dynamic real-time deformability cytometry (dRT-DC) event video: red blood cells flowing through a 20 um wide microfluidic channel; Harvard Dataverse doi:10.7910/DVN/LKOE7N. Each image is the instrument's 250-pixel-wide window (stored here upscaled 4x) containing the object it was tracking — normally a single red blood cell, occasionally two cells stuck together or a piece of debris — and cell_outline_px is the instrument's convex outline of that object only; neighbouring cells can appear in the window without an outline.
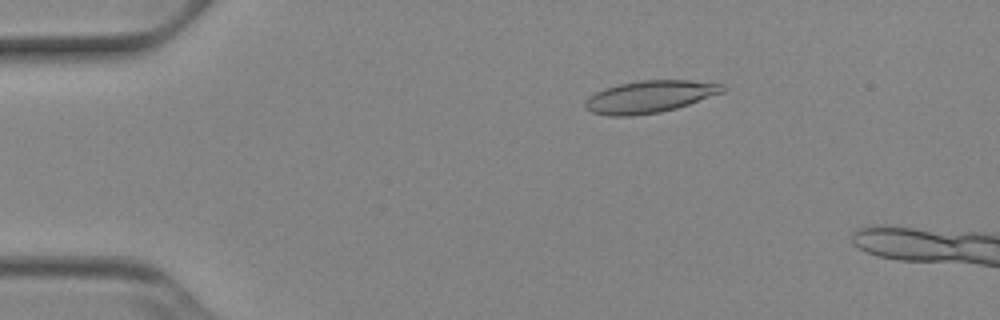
{"species": "Egyptian fruit bat (a non-hibernating species)", "species_latin": "Rousettus aegyptiacus", "temperature_condition": "cold", "stored_images_in_passage": 49, "camera_frame_rate_fps": 3000, "um_per_image_px": 0.085, "animal": {"sex": "female"}, "frame": {"image": 1, "passage_image": 10, "time_ms": 3.0, "image_size_px": [1000, 320], "cell_outline_px": [[728, 88], [724, 92], [676, 108], [660, 112], [632, 116], [608, 116], [592, 112], [584, 108], [584, 104], [588, 96], [604, 88], [620, 84], [640, 80], [692, 80], [724, 84]], "centroid_in_image_um": [55.23, 8.21], "position_along_channel_um": 29.8, "area_um2": 25.89}}
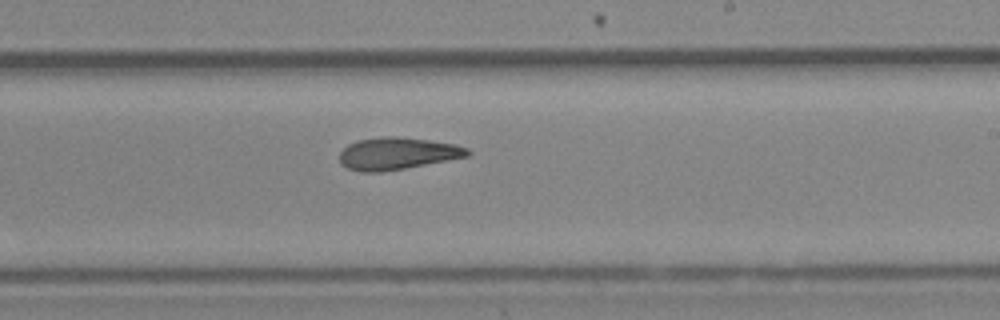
{"frame": {"image": 2, "passage_image": 32, "time_ms": 10.333, "image_size_px": [1000, 320], "cell_outline_px": [[472, 152], [468, 156], [448, 160], [404, 168], [380, 172], [364, 172], [348, 168], [340, 164], [340, 152], [348, 144], [360, 140], [388, 136], [396, 136], [428, 140], [456, 144], [468, 148]], "centroid_in_image_um": [33.79, 13.05], "position_along_channel_um": 255.2, "area_um2": 23.76}}
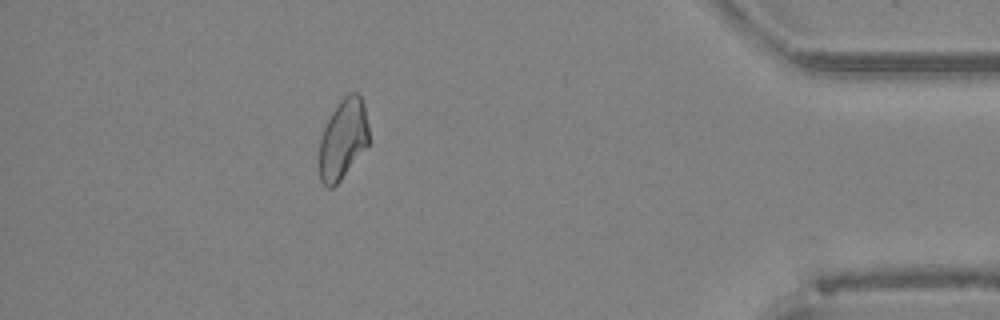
{"frame": {"image": 3, "passage_image": 47, "time_ms": 15.333, "image_size_px": [1000, 320], "cell_outline_px": [[368, 144], [340, 180], [332, 188], [328, 188], [320, 180], [320, 140], [324, 128], [332, 112], [340, 100], [344, 96], [352, 92], [356, 92], [360, 96], [364, 104], [368, 124]], "centroid_in_image_um": [29.16, 11.81], "position_along_channel_um": 406.0, "area_um2": 22.72}}